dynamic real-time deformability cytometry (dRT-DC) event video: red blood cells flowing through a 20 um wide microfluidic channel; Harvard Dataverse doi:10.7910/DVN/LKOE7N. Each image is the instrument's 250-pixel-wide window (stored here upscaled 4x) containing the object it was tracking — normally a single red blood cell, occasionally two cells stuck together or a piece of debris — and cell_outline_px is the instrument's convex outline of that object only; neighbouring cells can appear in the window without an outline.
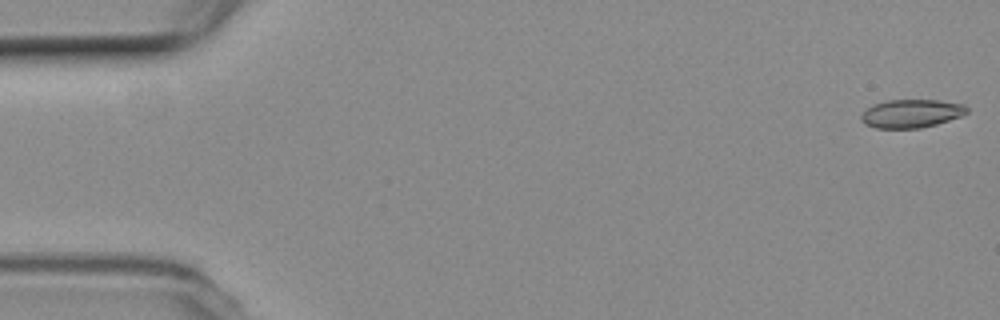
{"species": "common noctule bat (a hibernating species)", "species_latin": "Nyctalus noctula", "temperature_condition": "room temperature", "stored_images_in_passage": 54, "camera_frame_rate_fps": 3000, "um_per_image_px": 0.085, "animal": {"sex": "female", "body_mass_g": 19.3, "forearm_length_mm": 54.1}, "frame": {"image": 1, "passage_image": 1, "time_ms": 0.0, "image_size_px": [1000, 320], "cell_outline_px": [[968, 112], [960, 116], [936, 124], [920, 128], [876, 128], [864, 124], [860, 120], [860, 116], [872, 104], [888, 100], [940, 100], [964, 104], [968, 108]], "centroid_in_image_um": [77.45, 9.64], "position_along_channel_um": 7.6, "area_um2": 17.46}}
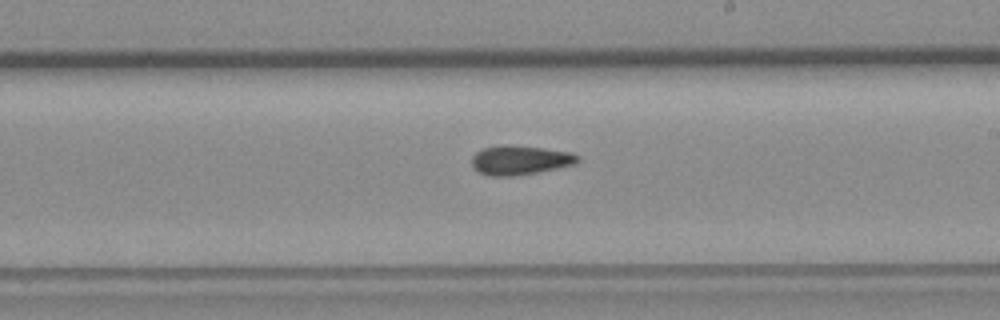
{"frame": {"image": 2, "passage_image": 31, "time_ms": 10.0, "image_size_px": [1000, 320], "cell_outline_px": [[580, 160], [576, 164], [536, 172], [512, 176], [488, 176], [480, 172], [472, 164], [472, 156], [476, 152], [484, 148], [544, 148], [572, 152], [580, 156]], "centroid_in_image_um": [44.27, 13.65], "position_along_channel_um": 244.7, "area_um2": 17.17}}
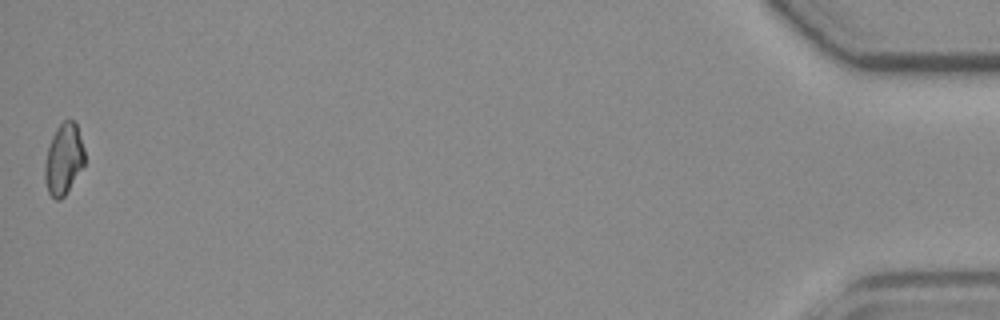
{"frame": {"image": 3, "passage_image": 54, "time_ms": 17.667, "image_size_px": [1000, 320], "cell_outline_px": [[84, 164], [64, 196], [60, 200], [56, 200], [48, 192], [44, 180], [44, 164], [48, 148], [52, 136], [56, 128], [64, 120], [72, 120], [76, 124], [84, 148]], "centroid_in_image_um": [5.39, 13.53], "position_along_channel_um": 429.8, "area_um2": 16.3}, "authors_computed_cell_mechanics": {"area_um2": 17.629, "velocity_mm_per_s": 3.7637, "shape_relaxation_time_tau1_ms": null, "shape_relaxation_time_tau2_ms": 3.2514, "deformation_change_tau1": null, "deformation_change_tau2": 0.077}}